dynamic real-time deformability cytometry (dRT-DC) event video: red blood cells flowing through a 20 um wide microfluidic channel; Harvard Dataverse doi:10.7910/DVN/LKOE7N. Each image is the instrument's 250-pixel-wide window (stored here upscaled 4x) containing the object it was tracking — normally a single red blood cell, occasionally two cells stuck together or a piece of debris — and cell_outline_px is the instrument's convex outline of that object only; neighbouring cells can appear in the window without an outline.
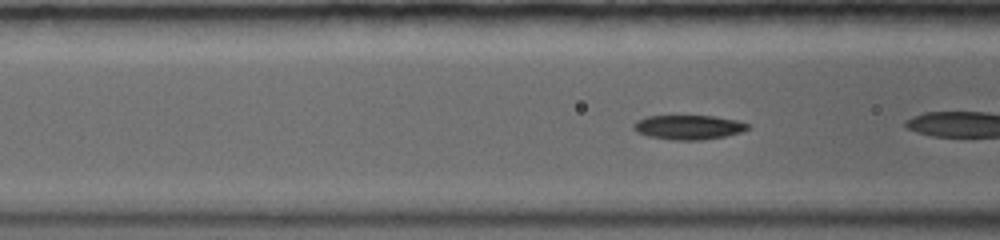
{"species": "common noctule bat (a hibernating species)", "species_latin": "Nyctalus noctula", "temperature_condition": "warm", "stored_images_in_passage": 5, "camera_frame_rate_fps": 5000, "um_per_image_px": 0.085, "animal": {"sex": "female", "body_mass_g": 19.0, "forearm_length_mm": 56.7}, "frame": {"image": 1, "passage_image": 4, "time_ms": 0.4, "image_size_px": [1000, 240], "cell_outline_px": [[748, 128], [740, 132], [724, 136], [700, 140], [672, 140], [648, 136], [636, 132], [632, 128], [632, 124], [636, 120], [648, 116], [716, 116], [736, 120], [748, 124]], "centroid_in_image_um": [58.45, 10.81], "position_along_channel_um": 108.1, "area_um2": 16.18}}